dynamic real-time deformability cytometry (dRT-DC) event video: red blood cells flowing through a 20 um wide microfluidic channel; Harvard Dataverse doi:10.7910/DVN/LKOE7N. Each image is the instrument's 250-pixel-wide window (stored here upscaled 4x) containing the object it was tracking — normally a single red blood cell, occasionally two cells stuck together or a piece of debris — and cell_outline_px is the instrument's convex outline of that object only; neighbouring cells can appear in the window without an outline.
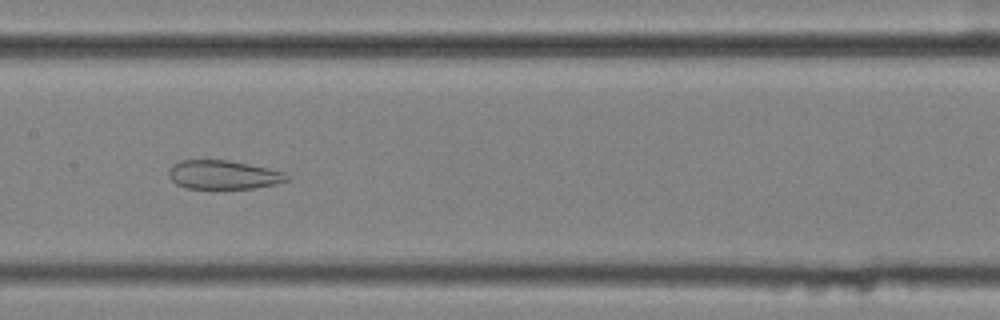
{"species": "common noctule bat (a hibernating species)", "species_latin": "Nyctalus noctula", "temperature_condition": "cold", "stored_images_in_passage": 43, "camera_frame_rate_fps": 3000, "um_per_image_px": 0.085, "animal": {"sex": "female", "body_mass_g": 25.1}, "frame": {"image": 1, "passage_image": 19, "time_ms": 6.0, "image_size_px": [1000, 320], "cell_outline_px": [[288, 180], [256, 188], [216, 192], [188, 188], [176, 184], [168, 176], [168, 172], [172, 164], [180, 160], [228, 160], [268, 168], [284, 172], [288, 176]], "centroid_in_image_um": [18.93, 14.9], "position_along_channel_um": 188.5, "area_um2": 20.63}, "authors_computed_cell_mechanics": {"area_um2": 27.1082, "velocity_mm_per_s": 3.5659, "shape_relaxation_time_tau1_ms": null, "shape_relaxation_time_tau2_ms": 2.3942, "deformation_change_tau1": null, "deformation_change_tau2": 0.1025}}